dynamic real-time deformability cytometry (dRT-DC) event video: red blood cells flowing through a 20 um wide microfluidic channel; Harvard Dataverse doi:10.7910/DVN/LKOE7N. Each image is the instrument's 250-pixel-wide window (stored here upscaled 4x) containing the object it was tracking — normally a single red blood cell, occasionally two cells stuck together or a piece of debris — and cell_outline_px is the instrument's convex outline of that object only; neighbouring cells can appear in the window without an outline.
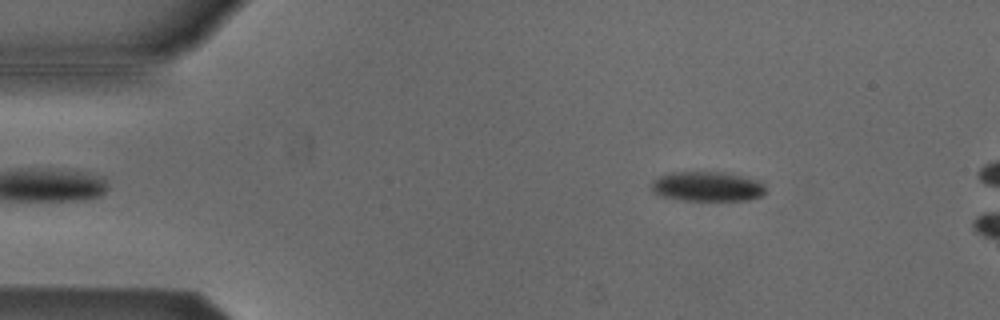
{"species": "Egyptian fruit bat (a non-hibernating species)", "species_latin": "Rousettus aegyptiacus", "temperature_condition": "cold", "stored_images_in_passage": 48, "camera_frame_rate_fps": 3000, "um_per_image_px": 0.085, "animal": {"sex": "male"}, "frame": {"image": 1, "passage_image": 4, "time_ms": 1.0, "image_size_px": [1000, 320], "cell_outline_px": [[764, 196], [748, 200], [684, 200], [664, 196], [656, 192], [652, 188], [652, 180], [660, 176], [672, 172], [724, 172], [756, 180], [764, 184]], "centroid_in_image_um": [60.15, 15.85], "position_along_channel_um": 24.9, "area_um2": 19.48}}
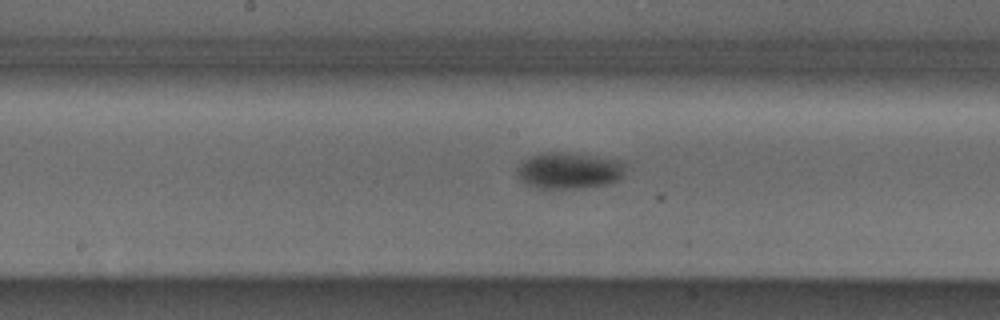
{"frame": {"image": 2, "passage_image": 23, "time_ms": 7.333, "image_size_px": [1000, 320], "cell_outline_px": [[624, 164], [620, 180], [608, 184], [584, 188], [540, 188], [524, 184], [516, 176], [516, 168], [524, 160], [532, 156], [548, 152], [568, 152], [616, 160]], "centroid_in_image_um": [48.31, 14.52], "position_along_channel_um": 199.9, "area_um2": 22.83}}
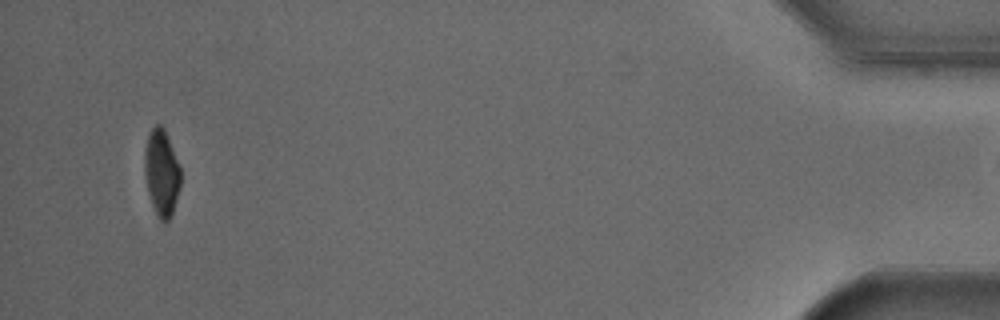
{"frame": {"image": 3, "passage_image": 47, "time_ms": 15.333, "image_size_px": [1000, 320], "cell_outline_px": [[180, 188], [172, 216], [168, 220], [160, 220], [152, 204], [148, 192], [144, 172], [144, 152], [148, 136], [152, 128], [156, 124], [160, 124], [164, 128], [180, 168]], "centroid_in_image_um": [13.73, 14.68], "position_along_channel_um": 421.5, "area_um2": 17.98}}